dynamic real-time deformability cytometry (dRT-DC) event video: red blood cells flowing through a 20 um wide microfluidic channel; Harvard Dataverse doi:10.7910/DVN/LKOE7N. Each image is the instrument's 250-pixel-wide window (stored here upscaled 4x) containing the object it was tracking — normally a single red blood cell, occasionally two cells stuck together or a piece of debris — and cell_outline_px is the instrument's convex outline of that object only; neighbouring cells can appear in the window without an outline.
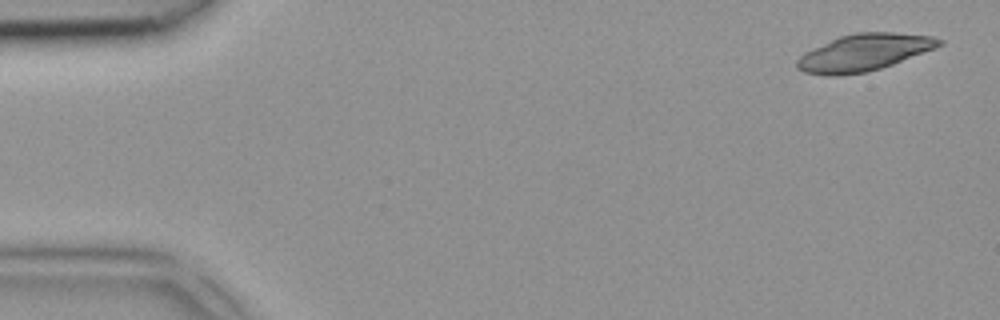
{"species": "common noctule bat (a hibernating species)", "species_latin": "Nyctalus noctula", "temperature_condition": "room temperature", "stored_images_in_passage": 4, "camera_frame_rate_fps": 3000, "um_per_image_px": 0.085, "animal": {"sex": "female", "body_mass_g": 18.4}, "frame": {"image": 1, "passage_image": 1, "time_ms": 0.0, "image_size_px": [1000, 320], "cell_outline_px": [[944, 44], [936, 48], [892, 64], [868, 72], [836, 76], [824, 76], [804, 72], [796, 68], [796, 60], [804, 52], [840, 36], [856, 32], [892, 32], [932, 36], [944, 40]], "centroid_in_image_um": [73.43, 4.47], "position_along_channel_um": 11.6, "area_um2": 30.63}}